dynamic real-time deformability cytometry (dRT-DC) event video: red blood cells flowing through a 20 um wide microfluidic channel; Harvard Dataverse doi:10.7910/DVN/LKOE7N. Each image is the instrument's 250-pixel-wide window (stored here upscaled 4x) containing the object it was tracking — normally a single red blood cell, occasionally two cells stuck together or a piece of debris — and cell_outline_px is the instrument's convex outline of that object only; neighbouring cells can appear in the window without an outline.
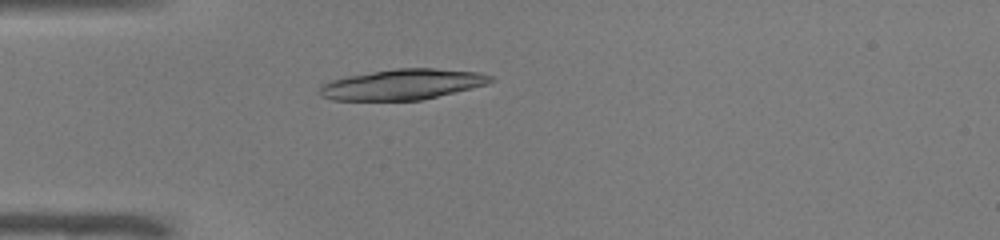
{"species": "common noctule bat (a hibernating species)", "species_latin": "Nyctalus noctula", "temperature_condition": "warm", "stored_images_in_passage": 38, "camera_frame_rate_fps": 3000, "um_per_image_px": 0.085, "animal": {"sex": "male", "body_mass_g": 19.0, "forearm_length_mm": 50.8}, "frame": {"image": 1, "passage_image": 2, "time_ms": 0.333, "image_size_px": [1000, 240], "cell_outline_px": [[496, 80], [488, 84], [420, 100], [332, 100], [320, 96], [320, 88], [324, 84], [332, 80], [348, 76], [396, 68], [436, 68], [480, 72], [492, 76]], "centroid_in_image_um": [34.26, 7.17], "position_along_channel_um": 50.7, "area_um2": 30.23}}
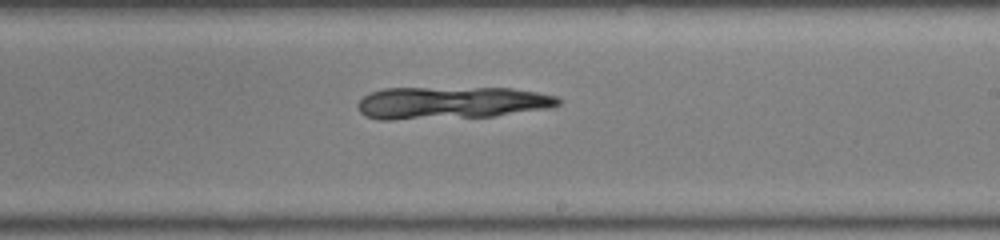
{"frame": {"image": 2, "passage_image": 18, "time_ms": 5.667, "image_size_px": [1000, 240], "cell_outline_px": [[560, 104], [552, 108], [492, 116], [392, 120], [376, 120], [364, 116], [360, 112], [356, 104], [364, 96], [372, 92], [384, 88], [512, 88], [536, 92], [556, 96], [560, 100]], "centroid_in_image_um": [38.33, 8.74], "position_along_channel_um": 250.7, "area_um2": 38.03}}
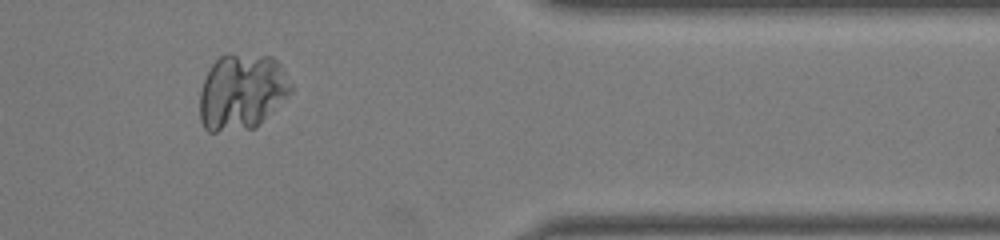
{"frame": {"image": 3, "passage_image": 30, "time_ms": 9.667, "image_size_px": [1000, 240], "cell_outline_px": [[292, 92], [256, 128], [216, 132], [208, 132], [204, 128], [200, 120], [200, 92], [204, 80], [212, 64], [220, 56], [228, 52], [272, 56], [280, 64], [292, 84]], "centroid_in_image_um": [20.56, 7.79], "position_along_channel_um": 390.8, "area_um2": 40.86}}